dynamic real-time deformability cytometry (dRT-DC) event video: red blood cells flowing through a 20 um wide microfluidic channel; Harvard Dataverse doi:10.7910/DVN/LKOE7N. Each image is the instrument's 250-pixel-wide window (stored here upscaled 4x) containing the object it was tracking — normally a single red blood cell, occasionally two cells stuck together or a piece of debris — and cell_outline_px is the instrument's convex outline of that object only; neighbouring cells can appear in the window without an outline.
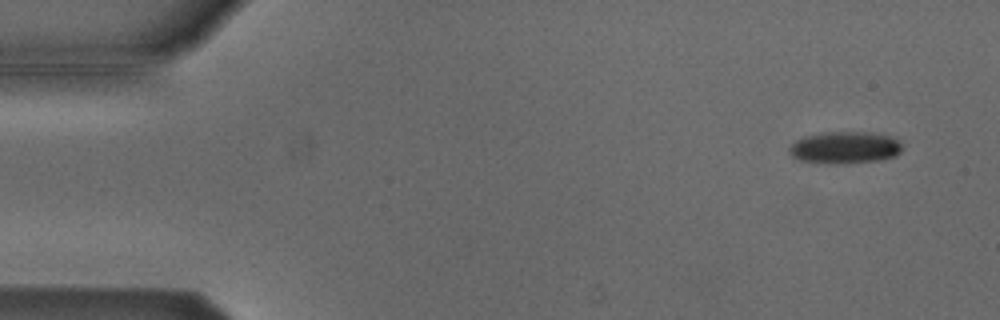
{"species": "Egyptian fruit bat (a non-hibernating species)", "species_latin": "Rousettus aegyptiacus", "temperature_condition": "cold", "stored_images_in_passage": 51, "camera_frame_rate_fps": 3000, "um_per_image_px": 0.085, "animal": {"sex": "male"}, "frame": {"image": 1, "passage_image": 1, "time_ms": 0.0, "image_size_px": [1000, 320], "cell_outline_px": [[900, 152], [896, 156], [880, 160], [840, 164], [828, 164], [800, 160], [792, 156], [788, 152], [788, 148], [796, 140], [804, 136], [824, 132], [872, 132], [888, 136], [896, 140], [900, 144]], "centroid_in_image_um": [71.77, 12.55], "position_along_channel_um": 13.2, "area_um2": 21.1}}
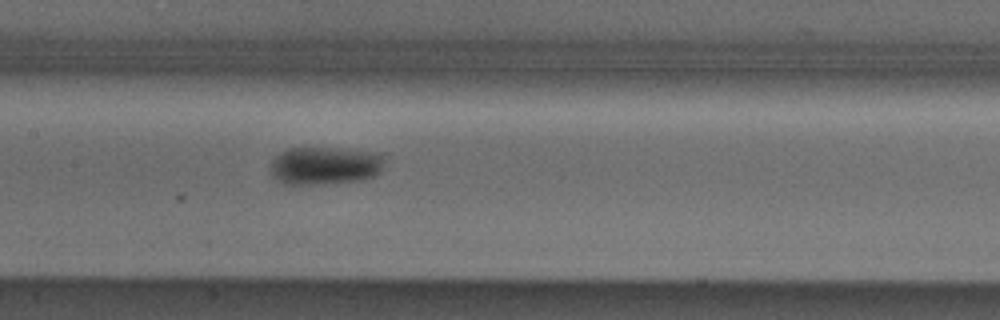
{"frame": {"image": 2, "passage_image": 23, "time_ms": 7.333, "image_size_px": [1000, 320], "cell_outline_px": [[388, 156], [380, 172], [372, 176], [360, 180], [320, 184], [284, 184], [272, 176], [268, 172], [272, 160], [280, 152], [288, 148], [340, 148], [380, 152]], "centroid_in_image_um": [27.64, 14.06], "position_along_channel_um": 179.8, "area_um2": 25.72}}
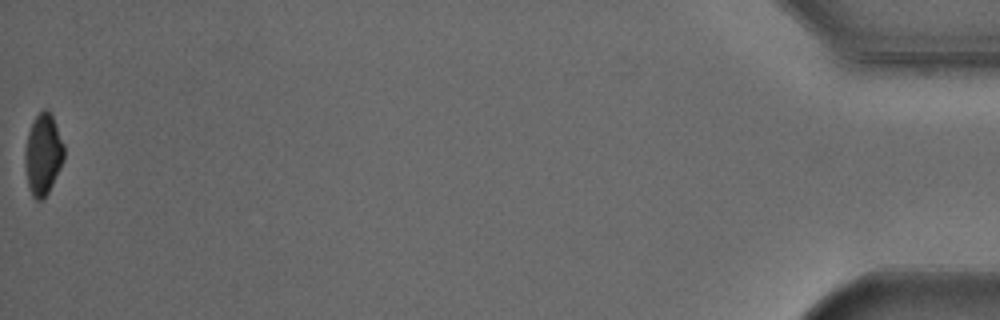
{"frame": {"image": 3, "passage_image": 51, "time_ms": 16.667, "image_size_px": [1000, 320], "cell_outline_px": [[64, 160], [48, 192], [40, 200], [36, 200], [32, 196], [28, 188], [24, 164], [24, 152], [28, 132], [36, 116], [44, 108], [48, 108], [52, 116], [64, 144]], "centroid_in_image_um": [3.64, 13.12], "position_along_channel_um": 431.6, "area_um2": 18.44}, "authors_computed_cell_mechanics": {"area_um2": 22.1952, "velocity_mm_per_s": 3.8264, "shape_relaxation_time_tau1_ms": 2.4211, "shape_relaxation_time_tau2_ms": null, "deformation_change_tau1": 0.066, "deformation_change_tau2": null}}